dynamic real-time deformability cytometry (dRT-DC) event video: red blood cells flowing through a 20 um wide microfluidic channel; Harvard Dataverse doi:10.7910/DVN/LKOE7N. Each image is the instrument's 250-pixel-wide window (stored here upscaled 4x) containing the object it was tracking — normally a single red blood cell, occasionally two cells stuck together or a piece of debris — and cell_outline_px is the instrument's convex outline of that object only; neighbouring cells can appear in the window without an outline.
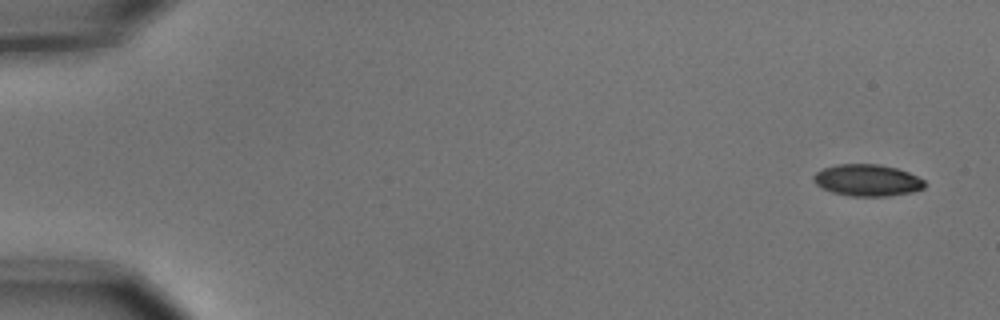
{"species": "common noctule bat (a hibernating species)", "species_latin": "Nyctalus noctula", "temperature_condition": "cold", "stored_images_in_passage": 5, "camera_frame_rate_fps": 3000, "um_per_image_px": 0.085, "animal": {"sex": "male", "body_mass_g": 15.6}, "frame": {"image": 1, "passage_image": 1, "time_ms": 0.0, "image_size_px": [1000, 320], "cell_outline_px": [[924, 188], [912, 192], [888, 196], [852, 196], [832, 192], [816, 184], [812, 180], [812, 176], [816, 172], [824, 168], [836, 164], [876, 164], [896, 168], [908, 172], [924, 180]], "centroid_in_image_um": [73.7, 15.32], "position_along_channel_um": 11.3, "area_um2": 20.4}}
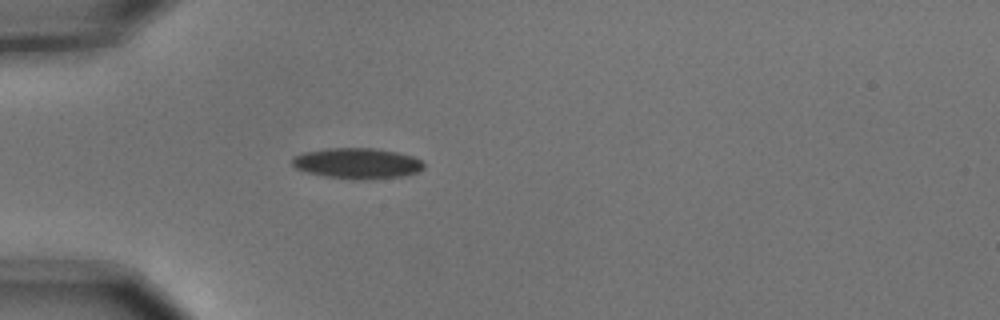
{"frame": {"image": 2, "passage_image": 5, "time_ms": 1.333, "image_size_px": [1000, 320], "cell_outline_px": [[424, 168], [416, 172], [404, 176], [368, 180], [352, 180], [324, 176], [308, 172], [296, 168], [292, 164], [292, 156], [304, 152], [328, 148], [376, 148], [396, 152], [412, 156], [420, 160], [424, 164]], "centroid_in_image_um": [30.36, 13.89], "position_along_channel_um": 54.6, "area_um2": 23.7}}